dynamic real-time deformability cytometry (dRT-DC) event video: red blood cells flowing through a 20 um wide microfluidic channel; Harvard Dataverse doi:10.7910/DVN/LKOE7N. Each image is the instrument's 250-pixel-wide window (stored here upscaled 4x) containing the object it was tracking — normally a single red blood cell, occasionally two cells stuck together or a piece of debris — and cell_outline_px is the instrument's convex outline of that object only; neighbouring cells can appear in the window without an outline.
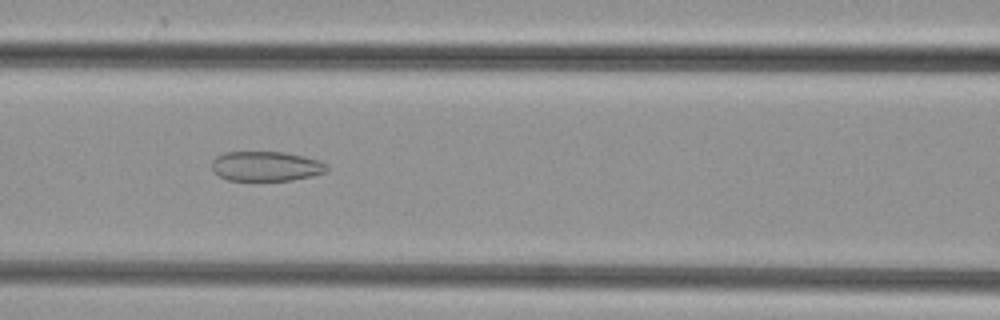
{"species": "common noctule bat (a hibernating species)", "species_latin": "Nyctalus noctula", "temperature_condition": "cold", "stored_images_in_passage": 38, "camera_frame_rate_fps": 3000, "um_per_image_px": 0.085, "animal": {"sex": "female", "body_mass_g": 29.2, "forearm_length_mm": 56.3}, "frame": {"image": 1, "passage_image": 19, "time_ms": 6.0, "image_size_px": [1000, 320], "cell_outline_px": [[328, 168], [324, 172], [312, 176], [292, 180], [228, 180], [220, 176], [212, 168], [212, 160], [216, 156], [224, 152], [284, 152], [304, 156], [320, 160]], "centroid_in_image_um": [22.6, 14.12], "position_along_channel_um": 144.0, "area_um2": 19.83}}
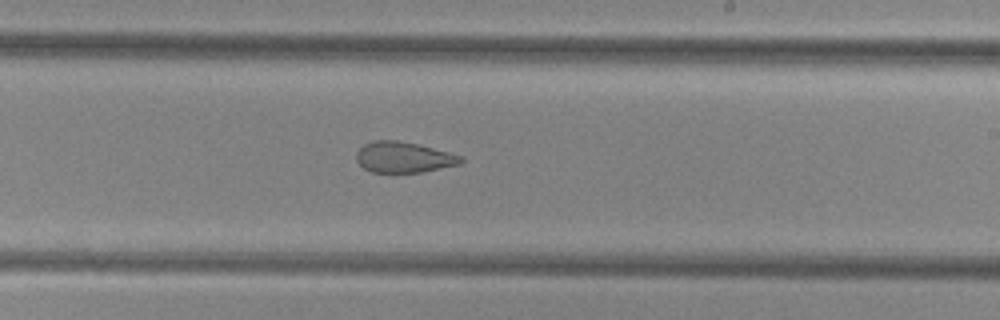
{"frame": {"image": 2, "passage_image": 27, "time_ms": 8.667, "image_size_px": [1000, 320], "cell_outline_px": [[464, 160], [460, 164], [424, 172], [372, 172], [364, 168], [356, 160], [356, 152], [364, 144], [372, 140], [396, 140], [416, 144], [464, 156]], "centroid_in_image_um": [34.31, 13.37], "position_along_channel_um": 254.7, "area_um2": 18.73}}
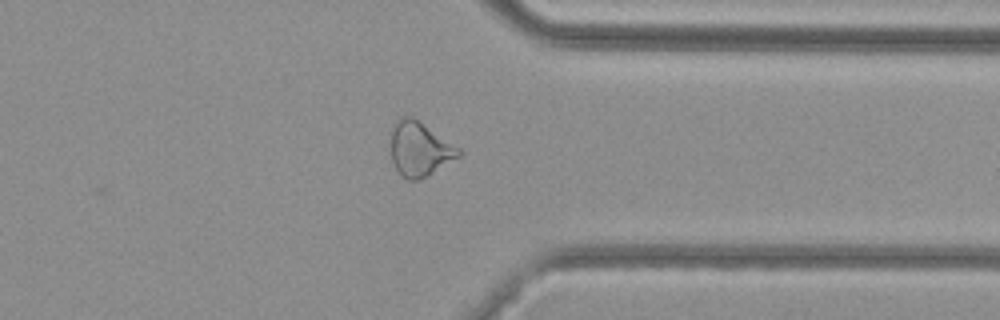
{"frame": {"image": 3, "passage_image": 36, "time_ms": 11.667, "image_size_px": [1000, 320], "cell_outline_px": [[464, 152], [460, 156], [420, 180], [408, 180], [396, 168], [392, 160], [388, 140], [392, 124], [400, 116], [412, 116], [460, 148]], "centroid_in_image_um": [35.63, 12.63], "position_along_channel_um": 375.8, "area_um2": 21.85}}